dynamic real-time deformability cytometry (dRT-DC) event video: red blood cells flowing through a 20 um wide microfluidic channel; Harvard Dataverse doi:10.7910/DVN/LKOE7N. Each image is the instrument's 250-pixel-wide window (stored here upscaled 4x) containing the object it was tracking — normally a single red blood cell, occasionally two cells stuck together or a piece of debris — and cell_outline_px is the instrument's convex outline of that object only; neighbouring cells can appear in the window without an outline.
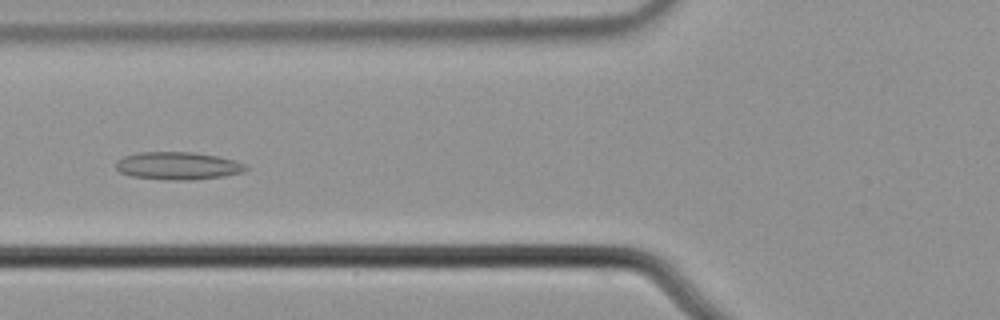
{"species": "common noctule bat (a hibernating species)", "species_latin": "Nyctalus noctula", "temperature_condition": "cold", "stored_images_in_passage": 59, "camera_frame_rate_fps": 3000, "um_per_image_px": 0.085, "animal": {"sex": "male", "body_mass_g": 21.5, "forearm_length_mm": 52.0}, "frame": {"image": 1, "passage_image": 24, "time_ms": 7.667, "image_size_px": [1000, 320], "cell_outline_px": [[248, 168], [244, 172], [224, 176], [192, 180], [164, 180], [132, 176], [120, 172], [116, 168], [116, 160], [124, 156], [140, 152], [192, 152], [216, 156], [236, 160], [244, 164]], "centroid_in_image_um": [15.12, 14.1], "position_along_channel_um": 110.7, "area_um2": 21.04}}
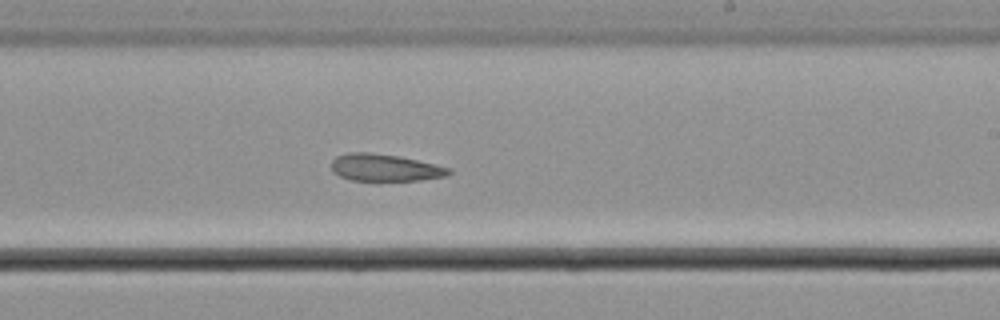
{"frame": {"image": 2, "passage_image": 36, "time_ms": 11.667, "image_size_px": [1000, 320], "cell_outline_px": [[452, 172], [448, 176], [420, 180], [352, 180], [340, 176], [332, 172], [332, 160], [336, 156], [348, 152], [368, 152], [396, 156], [416, 160], [452, 168]], "centroid_in_image_um": [32.72, 14.25], "position_along_channel_um": 256.3, "area_um2": 18.44}}
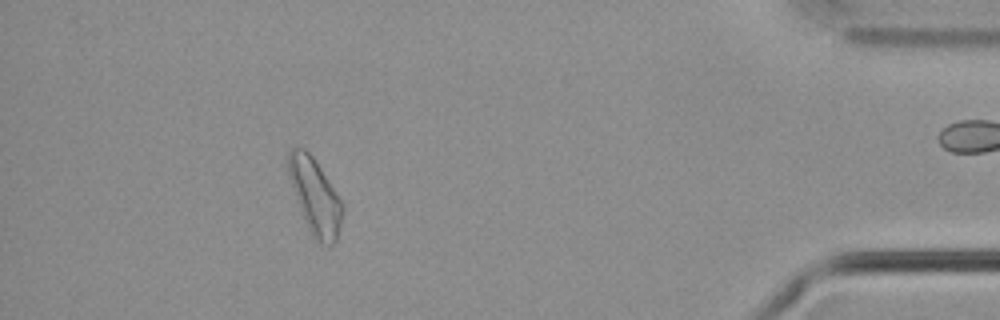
{"frame": {"image": 3, "passage_image": 53, "time_ms": 17.333, "image_size_px": [1000, 320], "cell_outline_px": [[344, 212], [336, 240], [328, 248], [320, 244], [316, 240], [304, 216], [292, 184], [288, 172], [288, 152], [292, 148], [304, 148], [312, 156], [344, 204]], "centroid_in_image_um": [26.83, 16.71], "position_along_channel_um": 408.4, "area_um2": 23.06}, "authors_computed_cell_mechanics": {"area_um2": 21.097, "velocity_mm_per_s": 3.6414, "shape_relaxation_time_tau1_ms": null, "shape_relaxation_time_tau2_ms": 5.7777, "deformation_change_tau1": null, "deformation_change_tau2": 0.1098}}